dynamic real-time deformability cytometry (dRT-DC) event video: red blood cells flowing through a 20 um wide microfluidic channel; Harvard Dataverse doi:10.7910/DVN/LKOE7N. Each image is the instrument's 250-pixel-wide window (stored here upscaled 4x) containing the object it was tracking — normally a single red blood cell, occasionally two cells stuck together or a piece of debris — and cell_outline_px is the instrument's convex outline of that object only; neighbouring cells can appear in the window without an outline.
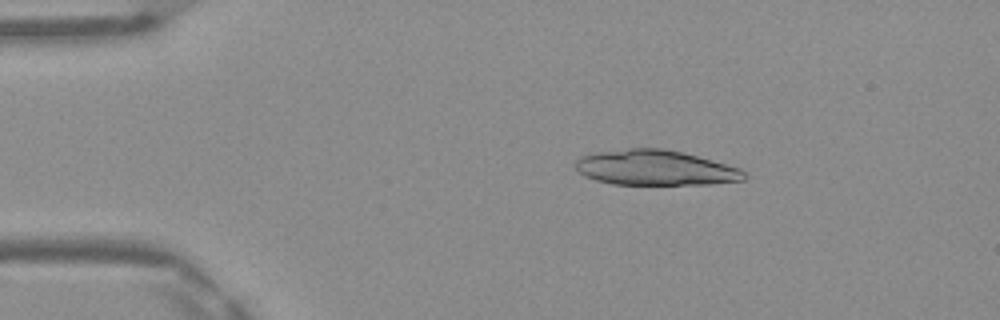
{"species": "Egyptian fruit bat (a non-hibernating species)", "species_latin": "Rousettus aegyptiacus", "temperature_condition": "warm", "stored_images_in_passage": 46, "camera_frame_rate_fps": 3000, "um_per_image_px": 0.085, "frame": {"image": 1, "passage_image": 7, "time_ms": 2.0, "image_size_px": [1000, 320], "cell_outline_px": [[748, 176], [744, 180], [712, 184], [612, 184], [596, 180], [584, 176], [576, 168], [576, 160], [580, 156], [596, 152], [628, 148], [664, 148], [684, 152], [740, 168]], "centroid_in_image_um": [55.71, 14.25], "position_along_channel_um": 29.3, "area_um2": 34.68}}